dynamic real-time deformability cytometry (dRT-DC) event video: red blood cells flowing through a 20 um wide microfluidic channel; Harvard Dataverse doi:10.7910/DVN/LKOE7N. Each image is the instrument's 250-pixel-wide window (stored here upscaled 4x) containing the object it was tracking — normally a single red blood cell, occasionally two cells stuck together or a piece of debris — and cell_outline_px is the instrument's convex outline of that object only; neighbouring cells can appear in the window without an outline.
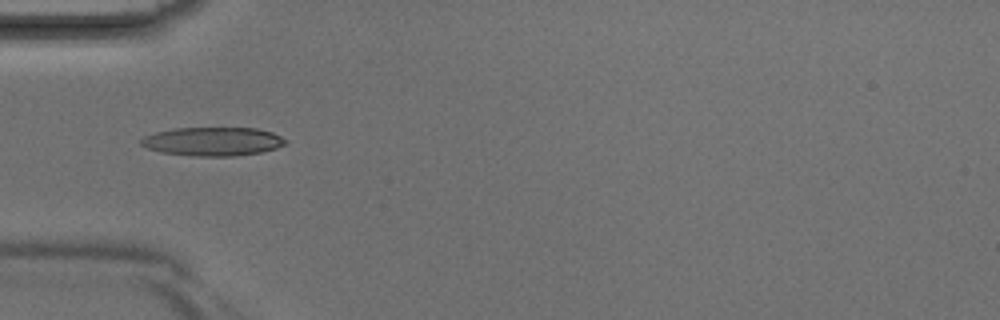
{"species": "Egyptian fruit bat (a non-hibernating species)", "species_latin": "Rousettus aegyptiacus", "temperature_condition": "room temperature", "stored_images_in_passage": 5, "camera_frame_rate_fps": 3000, "um_per_image_px": 0.085, "animal": {"sex": "male"}, "frame": {"image": 1, "passage_image": 4, "time_ms": 1.0, "image_size_px": [1000, 320], "cell_outline_px": [[288, 140], [284, 144], [276, 148], [260, 152], [236, 156], [196, 156], [160, 152], [148, 148], [140, 144], [140, 140], [144, 136], [156, 132], [176, 128], [256, 128], [272, 132]], "centroid_in_image_um": [18.08, 12.02], "position_along_channel_um": 66.9, "area_um2": 24.04}}